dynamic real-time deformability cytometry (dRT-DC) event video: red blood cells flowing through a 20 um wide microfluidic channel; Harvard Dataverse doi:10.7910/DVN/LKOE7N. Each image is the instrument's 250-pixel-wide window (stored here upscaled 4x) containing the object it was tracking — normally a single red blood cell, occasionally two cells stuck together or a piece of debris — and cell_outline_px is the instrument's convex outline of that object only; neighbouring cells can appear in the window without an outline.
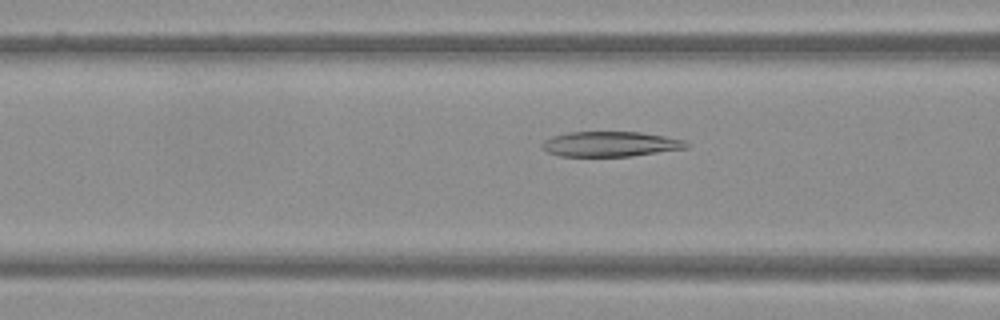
{"species": "Egyptian fruit bat (a non-hibernating species)", "species_latin": "Rousettus aegyptiacus", "temperature_condition": "warm", "stored_images_in_passage": 50, "camera_frame_rate_fps": 3000, "um_per_image_px": 0.085, "frame": {"image": 1, "passage_image": 20, "time_ms": 6.333, "image_size_px": [1000, 320], "cell_outline_px": [[688, 148], [632, 156], [560, 156], [548, 152], [540, 144], [544, 140], [552, 136], [568, 132], [640, 132], [664, 136], [684, 140], [688, 144]], "centroid_in_image_um": [51.88, 12.24], "position_along_channel_um": 114.7, "area_um2": 21.04}}
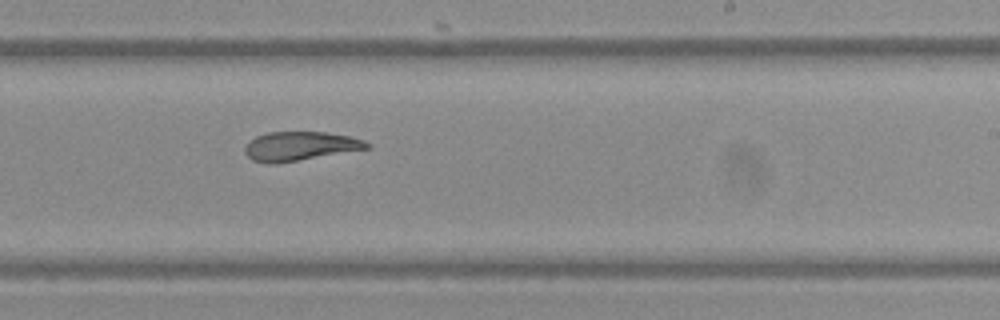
{"frame": {"image": 2, "passage_image": 31, "time_ms": 10.0, "image_size_px": [1000, 320], "cell_outline_px": [[372, 148], [276, 164], [268, 164], [252, 160], [244, 152], [244, 148], [248, 140], [256, 136], [268, 132], [324, 132], [352, 136], [364, 140], [372, 144]], "centroid_in_image_um": [25.52, 12.42], "position_along_channel_um": 263.5, "area_um2": 20.98}}
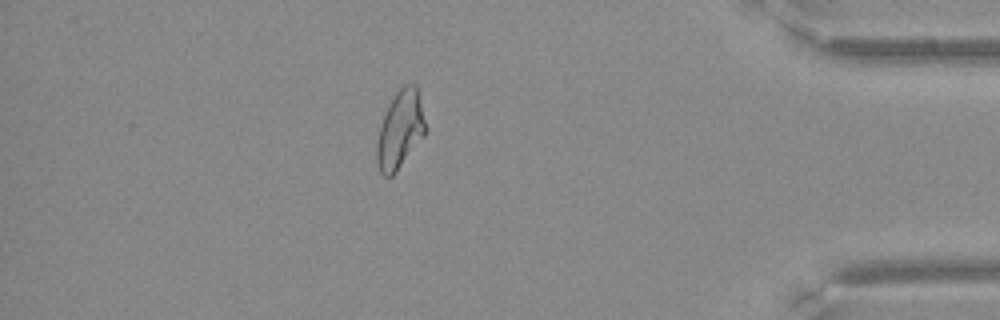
{"frame": {"image": 3, "passage_image": 44, "time_ms": 14.333, "image_size_px": [1000, 320], "cell_outline_px": [[428, 128], [424, 136], [396, 172], [392, 176], [384, 176], [380, 172], [376, 164], [376, 140], [388, 104], [396, 92], [404, 84], [416, 84]], "centroid_in_image_um": [34.02, 11.03], "position_along_channel_um": 401.2, "area_um2": 22.25}}